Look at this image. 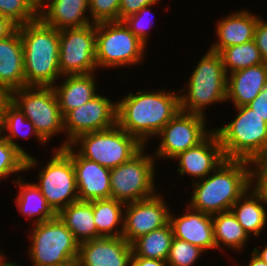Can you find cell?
<instances>
[{"label":"cell","instance_id":"6da1fadb","mask_svg":"<svg viewBox=\"0 0 267 266\" xmlns=\"http://www.w3.org/2000/svg\"><path fill=\"white\" fill-rule=\"evenodd\" d=\"M116 103V124L144 146L180 111L178 91L165 88L129 92Z\"/></svg>","mask_w":267,"mask_h":266},{"label":"cell","instance_id":"bcb514c9","mask_svg":"<svg viewBox=\"0 0 267 266\" xmlns=\"http://www.w3.org/2000/svg\"><path fill=\"white\" fill-rule=\"evenodd\" d=\"M262 248L261 250L255 247L252 251L267 264V244Z\"/></svg>","mask_w":267,"mask_h":266},{"label":"cell","instance_id":"5b68a950","mask_svg":"<svg viewBox=\"0 0 267 266\" xmlns=\"http://www.w3.org/2000/svg\"><path fill=\"white\" fill-rule=\"evenodd\" d=\"M234 119L214 128L225 159L251 161L267 155V122L247 105L235 107Z\"/></svg>","mask_w":267,"mask_h":266},{"label":"cell","instance_id":"ab89813d","mask_svg":"<svg viewBox=\"0 0 267 266\" xmlns=\"http://www.w3.org/2000/svg\"><path fill=\"white\" fill-rule=\"evenodd\" d=\"M254 41L264 62H267V21L263 17L259 18L255 27Z\"/></svg>","mask_w":267,"mask_h":266},{"label":"cell","instance_id":"277c9868","mask_svg":"<svg viewBox=\"0 0 267 266\" xmlns=\"http://www.w3.org/2000/svg\"><path fill=\"white\" fill-rule=\"evenodd\" d=\"M192 71L187 85L178 90L180 110L207 117L206 107L226 102L227 74L221 55L208 49Z\"/></svg>","mask_w":267,"mask_h":266},{"label":"cell","instance_id":"ba28073f","mask_svg":"<svg viewBox=\"0 0 267 266\" xmlns=\"http://www.w3.org/2000/svg\"><path fill=\"white\" fill-rule=\"evenodd\" d=\"M29 231L27 253L32 266H53L78 258L80 243L57 215L33 224Z\"/></svg>","mask_w":267,"mask_h":266},{"label":"cell","instance_id":"f35d334b","mask_svg":"<svg viewBox=\"0 0 267 266\" xmlns=\"http://www.w3.org/2000/svg\"><path fill=\"white\" fill-rule=\"evenodd\" d=\"M159 1L160 0H120L119 21H122L133 13H137L143 7L158 5Z\"/></svg>","mask_w":267,"mask_h":266},{"label":"cell","instance_id":"30bf717a","mask_svg":"<svg viewBox=\"0 0 267 266\" xmlns=\"http://www.w3.org/2000/svg\"><path fill=\"white\" fill-rule=\"evenodd\" d=\"M11 102L34 124L35 130L47 144L56 134H64V117L52 86L15 89L11 92Z\"/></svg>","mask_w":267,"mask_h":266},{"label":"cell","instance_id":"60d3db41","mask_svg":"<svg viewBox=\"0 0 267 266\" xmlns=\"http://www.w3.org/2000/svg\"><path fill=\"white\" fill-rule=\"evenodd\" d=\"M247 106L267 122V87L263 88L259 95Z\"/></svg>","mask_w":267,"mask_h":266},{"label":"cell","instance_id":"83f0119b","mask_svg":"<svg viewBox=\"0 0 267 266\" xmlns=\"http://www.w3.org/2000/svg\"><path fill=\"white\" fill-rule=\"evenodd\" d=\"M56 215L79 243L101 238L94 222L93 201L78 200L61 209Z\"/></svg>","mask_w":267,"mask_h":266},{"label":"cell","instance_id":"2e32d148","mask_svg":"<svg viewBox=\"0 0 267 266\" xmlns=\"http://www.w3.org/2000/svg\"><path fill=\"white\" fill-rule=\"evenodd\" d=\"M180 177L189 175L193 183L211 174L225 160L217 133L213 130L198 145L176 156ZM198 179V180H196Z\"/></svg>","mask_w":267,"mask_h":266},{"label":"cell","instance_id":"4316f807","mask_svg":"<svg viewBox=\"0 0 267 266\" xmlns=\"http://www.w3.org/2000/svg\"><path fill=\"white\" fill-rule=\"evenodd\" d=\"M25 176H19L12 182L19 187L17 197L14 199L20 214L29 219L31 225L51 220L56 213L47 204L39 188L33 183L24 181Z\"/></svg>","mask_w":267,"mask_h":266},{"label":"cell","instance_id":"cb8c5ba5","mask_svg":"<svg viewBox=\"0 0 267 266\" xmlns=\"http://www.w3.org/2000/svg\"><path fill=\"white\" fill-rule=\"evenodd\" d=\"M0 84L11 92L26 86L23 42L18 29L0 40Z\"/></svg>","mask_w":267,"mask_h":266},{"label":"cell","instance_id":"681fc988","mask_svg":"<svg viewBox=\"0 0 267 266\" xmlns=\"http://www.w3.org/2000/svg\"><path fill=\"white\" fill-rule=\"evenodd\" d=\"M7 259H3L1 262H0V266H20L19 263L16 264V262L14 263L13 261L10 262V261H6Z\"/></svg>","mask_w":267,"mask_h":266},{"label":"cell","instance_id":"8d00e7d4","mask_svg":"<svg viewBox=\"0 0 267 266\" xmlns=\"http://www.w3.org/2000/svg\"><path fill=\"white\" fill-rule=\"evenodd\" d=\"M120 0H89L92 23L119 21Z\"/></svg>","mask_w":267,"mask_h":266},{"label":"cell","instance_id":"c3c4849f","mask_svg":"<svg viewBox=\"0 0 267 266\" xmlns=\"http://www.w3.org/2000/svg\"><path fill=\"white\" fill-rule=\"evenodd\" d=\"M53 266H79V263L77 259H74V260H70L65 263L53 265Z\"/></svg>","mask_w":267,"mask_h":266},{"label":"cell","instance_id":"5bb4252c","mask_svg":"<svg viewBox=\"0 0 267 266\" xmlns=\"http://www.w3.org/2000/svg\"><path fill=\"white\" fill-rule=\"evenodd\" d=\"M117 103L97 94L85 104L69 111L64 116L66 139L59 147L65 148L78 136L110 129L116 125Z\"/></svg>","mask_w":267,"mask_h":266},{"label":"cell","instance_id":"9c48e42d","mask_svg":"<svg viewBox=\"0 0 267 266\" xmlns=\"http://www.w3.org/2000/svg\"><path fill=\"white\" fill-rule=\"evenodd\" d=\"M144 146L125 163L110 169L111 198L123 203L135 202L154 196L156 158L147 154ZM146 148V149H145Z\"/></svg>","mask_w":267,"mask_h":266},{"label":"cell","instance_id":"f546056e","mask_svg":"<svg viewBox=\"0 0 267 266\" xmlns=\"http://www.w3.org/2000/svg\"><path fill=\"white\" fill-rule=\"evenodd\" d=\"M124 207L125 203L112 198L93 200L94 222L101 237L122 236Z\"/></svg>","mask_w":267,"mask_h":266},{"label":"cell","instance_id":"e575fe53","mask_svg":"<svg viewBox=\"0 0 267 266\" xmlns=\"http://www.w3.org/2000/svg\"><path fill=\"white\" fill-rule=\"evenodd\" d=\"M204 252L200 247L174 237L166 263L168 266H194Z\"/></svg>","mask_w":267,"mask_h":266},{"label":"cell","instance_id":"d4e9b609","mask_svg":"<svg viewBox=\"0 0 267 266\" xmlns=\"http://www.w3.org/2000/svg\"><path fill=\"white\" fill-rule=\"evenodd\" d=\"M231 211L251 238L260 237L267 228V202L252 187L234 203Z\"/></svg>","mask_w":267,"mask_h":266},{"label":"cell","instance_id":"d590c367","mask_svg":"<svg viewBox=\"0 0 267 266\" xmlns=\"http://www.w3.org/2000/svg\"><path fill=\"white\" fill-rule=\"evenodd\" d=\"M151 6L155 5L143 7L137 13H133L122 20L129 30L145 45L149 43V29L152 28L154 22L152 21L154 16H152Z\"/></svg>","mask_w":267,"mask_h":266},{"label":"cell","instance_id":"74e56055","mask_svg":"<svg viewBox=\"0 0 267 266\" xmlns=\"http://www.w3.org/2000/svg\"><path fill=\"white\" fill-rule=\"evenodd\" d=\"M251 187L267 202V155L250 161Z\"/></svg>","mask_w":267,"mask_h":266},{"label":"cell","instance_id":"ffe728a7","mask_svg":"<svg viewBox=\"0 0 267 266\" xmlns=\"http://www.w3.org/2000/svg\"><path fill=\"white\" fill-rule=\"evenodd\" d=\"M260 16L249 9L237 10L217 20L216 38L209 50L220 53L224 48L254 40L255 27Z\"/></svg>","mask_w":267,"mask_h":266},{"label":"cell","instance_id":"4dcf8cb0","mask_svg":"<svg viewBox=\"0 0 267 266\" xmlns=\"http://www.w3.org/2000/svg\"><path fill=\"white\" fill-rule=\"evenodd\" d=\"M174 235L170 223L135 239L131 243L132 257L166 261Z\"/></svg>","mask_w":267,"mask_h":266},{"label":"cell","instance_id":"9a60e30c","mask_svg":"<svg viewBox=\"0 0 267 266\" xmlns=\"http://www.w3.org/2000/svg\"><path fill=\"white\" fill-rule=\"evenodd\" d=\"M170 207L161 193L126 203L122 237L130 244L137 238L165 226L169 222Z\"/></svg>","mask_w":267,"mask_h":266},{"label":"cell","instance_id":"b9f144b4","mask_svg":"<svg viewBox=\"0 0 267 266\" xmlns=\"http://www.w3.org/2000/svg\"><path fill=\"white\" fill-rule=\"evenodd\" d=\"M17 27L9 18L0 15V40L9 37Z\"/></svg>","mask_w":267,"mask_h":266},{"label":"cell","instance_id":"44dd1931","mask_svg":"<svg viewBox=\"0 0 267 266\" xmlns=\"http://www.w3.org/2000/svg\"><path fill=\"white\" fill-rule=\"evenodd\" d=\"M87 13L89 0H47L38 11V18L45 25L60 31L93 24Z\"/></svg>","mask_w":267,"mask_h":266},{"label":"cell","instance_id":"8fae6325","mask_svg":"<svg viewBox=\"0 0 267 266\" xmlns=\"http://www.w3.org/2000/svg\"><path fill=\"white\" fill-rule=\"evenodd\" d=\"M52 157L38 171L39 188L47 204L57 214L71 203L77 202L78 190L71 156L63 148H54Z\"/></svg>","mask_w":267,"mask_h":266},{"label":"cell","instance_id":"7bdbcfd3","mask_svg":"<svg viewBox=\"0 0 267 266\" xmlns=\"http://www.w3.org/2000/svg\"><path fill=\"white\" fill-rule=\"evenodd\" d=\"M131 266H168L166 261L144 257H132Z\"/></svg>","mask_w":267,"mask_h":266},{"label":"cell","instance_id":"1f68e13d","mask_svg":"<svg viewBox=\"0 0 267 266\" xmlns=\"http://www.w3.org/2000/svg\"><path fill=\"white\" fill-rule=\"evenodd\" d=\"M219 54L226 74L264 63L254 40L224 48Z\"/></svg>","mask_w":267,"mask_h":266},{"label":"cell","instance_id":"e0dca14e","mask_svg":"<svg viewBox=\"0 0 267 266\" xmlns=\"http://www.w3.org/2000/svg\"><path fill=\"white\" fill-rule=\"evenodd\" d=\"M63 149L73 162L79 201L110 199V169L81 157L70 145Z\"/></svg>","mask_w":267,"mask_h":266},{"label":"cell","instance_id":"7a4b0ae2","mask_svg":"<svg viewBox=\"0 0 267 266\" xmlns=\"http://www.w3.org/2000/svg\"><path fill=\"white\" fill-rule=\"evenodd\" d=\"M191 209L214 215L231 210L234 203L251 187L250 161L225 159L207 177L194 182Z\"/></svg>","mask_w":267,"mask_h":266},{"label":"cell","instance_id":"d6986e66","mask_svg":"<svg viewBox=\"0 0 267 266\" xmlns=\"http://www.w3.org/2000/svg\"><path fill=\"white\" fill-rule=\"evenodd\" d=\"M184 213L176 217L169 213V223L175 238L185 240L202 250H216L212 215L191 209L188 205Z\"/></svg>","mask_w":267,"mask_h":266},{"label":"cell","instance_id":"7c38bea8","mask_svg":"<svg viewBox=\"0 0 267 266\" xmlns=\"http://www.w3.org/2000/svg\"><path fill=\"white\" fill-rule=\"evenodd\" d=\"M206 118L199 114L179 111L155 137L160 138L153 156L171 161L180 153L202 142L213 129H207Z\"/></svg>","mask_w":267,"mask_h":266},{"label":"cell","instance_id":"7402d4cb","mask_svg":"<svg viewBox=\"0 0 267 266\" xmlns=\"http://www.w3.org/2000/svg\"><path fill=\"white\" fill-rule=\"evenodd\" d=\"M267 87V62L227 74L226 102L235 107L252 102Z\"/></svg>","mask_w":267,"mask_h":266},{"label":"cell","instance_id":"f1b7e54d","mask_svg":"<svg viewBox=\"0 0 267 266\" xmlns=\"http://www.w3.org/2000/svg\"><path fill=\"white\" fill-rule=\"evenodd\" d=\"M214 240L216 250L231 248L234 251H242L250 236L242 228L231 210L212 215ZM223 248V249H222Z\"/></svg>","mask_w":267,"mask_h":266},{"label":"cell","instance_id":"ac0fdd59","mask_svg":"<svg viewBox=\"0 0 267 266\" xmlns=\"http://www.w3.org/2000/svg\"><path fill=\"white\" fill-rule=\"evenodd\" d=\"M131 244L121 237H101L79 245V266H131Z\"/></svg>","mask_w":267,"mask_h":266},{"label":"cell","instance_id":"836d02e7","mask_svg":"<svg viewBox=\"0 0 267 266\" xmlns=\"http://www.w3.org/2000/svg\"><path fill=\"white\" fill-rule=\"evenodd\" d=\"M0 15L9 18L17 26L38 19V11L28 0H0Z\"/></svg>","mask_w":267,"mask_h":266},{"label":"cell","instance_id":"4fadbf2b","mask_svg":"<svg viewBox=\"0 0 267 266\" xmlns=\"http://www.w3.org/2000/svg\"><path fill=\"white\" fill-rule=\"evenodd\" d=\"M59 68L61 75L97 72L96 24L60 30Z\"/></svg>","mask_w":267,"mask_h":266},{"label":"cell","instance_id":"7dc6e473","mask_svg":"<svg viewBox=\"0 0 267 266\" xmlns=\"http://www.w3.org/2000/svg\"><path fill=\"white\" fill-rule=\"evenodd\" d=\"M31 5L39 11L46 3L47 0H28Z\"/></svg>","mask_w":267,"mask_h":266},{"label":"cell","instance_id":"d6a6232c","mask_svg":"<svg viewBox=\"0 0 267 266\" xmlns=\"http://www.w3.org/2000/svg\"><path fill=\"white\" fill-rule=\"evenodd\" d=\"M26 157L7 139H0V180L25 171Z\"/></svg>","mask_w":267,"mask_h":266},{"label":"cell","instance_id":"3957f363","mask_svg":"<svg viewBox=\"0 0 267 266\" xmlns=\"http://www.w3.org/2000/svg\"><path fill=\"white\" fill-rule=\"evenodd\" d=\"M23 42L26 86H53L62 77L59 68L60 31L39 18L18 26Z\"/></svg>","mask_w":267,"mask_h":266},{"label":"cell","instance_id":"484cf974","mask_svg":"<svg viewBox=\"0 0 267 266\" xmlns=\"http://www.w3.org/2000/svg\"><path fill=\"white\" fill-rule=\"evenodd\" d=\"M3 137L7 139L15 148H17L25 157V171L38 167L37 159L29 154L23 147H21L16 141L20 137L22 139L30 138L29 136H35V140L40 142L39 144H46V142L39 136L35 130L34 124L28 120L24 113L10 102L3 113ZM24 126V127H23ZM25 128V130L23 129Z\"/></svg>","mask_w":267,"mask_h":266},{"label":"cell","instance_id":"816d5d0a","mask_svg":"<svg viewBox=\"0 0 267 266\" xmlns=\"http://www.w3.org/2000/svg\"><path fill=\"white\" fill-rule=\"evenodd\" d=\"M4 253L0 251V262L6 258L5 254L3 255Z\"/></svg>","mask_w":267,"mask_h":266},{"label":"cell","instance_id":"8992f818","mask_svg":"<svg viewBox=\"0 0 267 266\" xmlns=\"http://www.w3.org/2000/svg\"><path fill=\"white\" fill-rule=\"evenodd\" d=\"M70 146L81 157L109 169L125 163L144 147L117 124L107 130L82 134Z\"/></svg>","mask_w":267,"mask_h":266},{"label":"cell","instance_id":"f907efd6","mask_svg":"<svg viewBox=\"0 0 267 266\" xmlns=\"http://www.w3.org/2000/svg\"><path fill=\"white\" fill-rule=\"evenodd\" d=\"M3 137V120L0 119V139Z\"/></svg>","mask_w":267,"mask_h":266},{"label":"cell","instance_id":"ee69618b","mask_svg":"<svg viewBox=\"0 0 267 266\" xmlns=\"http://www.w3.org/2000/svg\"><path fill=\"white\" fill-rule=\"evenodd\" d=\"M10 102L11 91L6 86L0 84V119L3 118V113Z\"/></svg>","mask_w":267,"mask_h":266},{"label":"cell","instance_id":"52a82bcc","mask_svg":"<svg viewBox=\"0 0 267 266\" xmlns=\"http://www.w3.org/2000/svg\"><path fill=\"white\" fill-rule=\"evenodd\" d=\"M145 45L123 21L96 23V62L100 69L140 66ZM133 65V66H132Z\"/></svg>","mask_w":267,"mask_h":266},{"label":"cell","instance_id":"f6af8a7d","mask_svg":"<svg viewBox=\"0 0 267 266\" xmlns=\"http://www.w3.org/2000/svg\"><path fill=\"white\" fill-rule=\"evenodd\" d=\"M249 260L247 266H267V264L260 257H258L253 251L251 253V257Z\"/></svg>","mask_w":267,"mask_h":266},{"label":"cell","instance_id":"603a6c76","mask_svg":"<svg viewBox=\"0 0 267 266\" xmlns=\"http://www.w3.org/2000/svg\"><path fill=\"white\" fill-rule=\"evenodd\" d=\"M95 73L64 75L59 79L62 84L52 86L63 117L98 94Z\"/></svg>","mask_w":267,"mask_h":266}]
</instances>
